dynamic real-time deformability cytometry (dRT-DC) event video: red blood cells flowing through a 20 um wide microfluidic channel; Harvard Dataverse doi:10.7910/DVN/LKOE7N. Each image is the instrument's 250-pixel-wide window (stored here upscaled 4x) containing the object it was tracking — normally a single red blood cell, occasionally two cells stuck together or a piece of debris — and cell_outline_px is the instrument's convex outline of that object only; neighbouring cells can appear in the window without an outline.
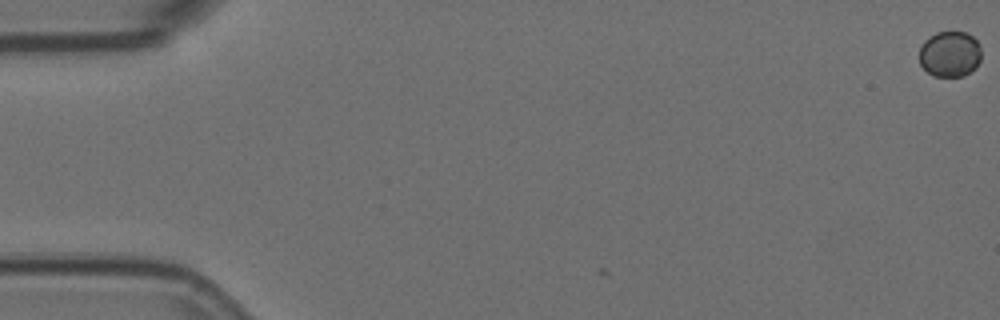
{"species": "Egyptian fruit bat (a non-hibernating species)", "species_latin": "Rousettus aegyptiacus", "temperature_condition": "room temperature", "stored_images_in_passage": 3, "camera_frame_rate_fps": 3000, "um_per_image_px": 0.085, "animal": {"sex": "female"}, "frame": {"image": 1, "passage_image": 1, "time_ms": 0.0, "image_size_px": [1000, 320], "cell_outline_px": [[980, 60], [976, 68], [964, 76], [932, 76], [920, 64], [920, 48], [924, 40], [928, 36], [936, 32], [968, 32], [976, 40], [980, 48]], "centroid_in_image_um": [80.74, 4.59], "position_along_channel_um": 4.3, "area_um2": 16.65}}